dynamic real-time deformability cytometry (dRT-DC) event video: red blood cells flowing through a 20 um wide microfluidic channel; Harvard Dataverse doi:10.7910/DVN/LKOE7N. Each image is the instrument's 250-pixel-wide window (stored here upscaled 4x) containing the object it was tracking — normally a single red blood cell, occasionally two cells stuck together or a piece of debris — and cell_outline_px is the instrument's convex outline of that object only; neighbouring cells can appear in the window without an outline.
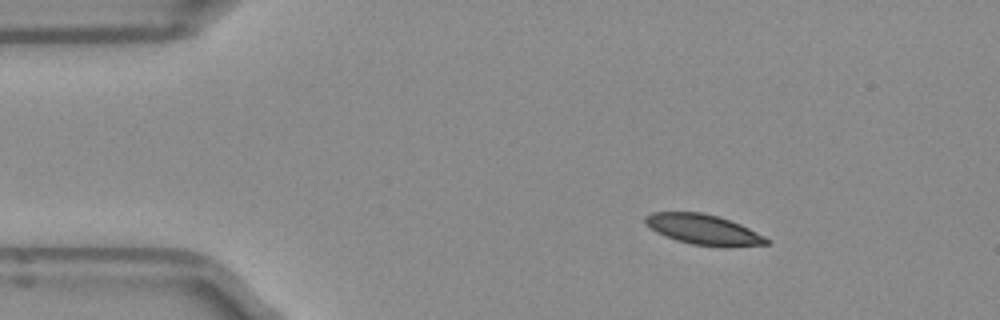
{"species": "Egyptian fruit bat (a non-hibernating species)", "species_latin": "Rousettus aegyptiacus", "temperature_condition": "room temperature", "stored_images_in_passage": 44, "camera_frame_rate_fps": 3000, "um_per_image_px": 0.085, "frame": {"image": 1, "passage_image": 1, "time_ms": 0.0, "image_size_px": [1000, 320], "cell_outline_px": [[768, 244], [724, 248], [720, 248], [692, 244], [676, 240], [656, 232], [644, 224], [644, 216], [652, 212], [700, 212], [716, 216], [740, 224], [764, 236], [768, 240]], "centroid_in_image_um": [59.76, 19.53], "position_along_channel_um": 25.2, "area_um2": 21.44}}
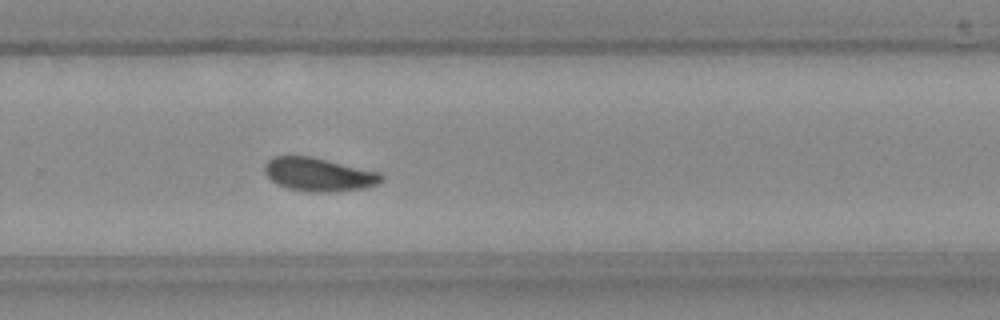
{"frame": {"image": 2, "passage_image": 27, "time_ms": 8.667, "image_size_px": [1000, 320], "cell_outline_px": [[384, 180], [380, 184], [364, 188], [336, 192], [304, 192], [284, 188], [276, 184], [264, 172], [264, 164], [272, 156], [308, 156], [380, 172], [384, 176]], "centroid_in_image_um": [27.09, 14.85], "position_along_channel_um": 302.7, "area_um2": 23.06}}
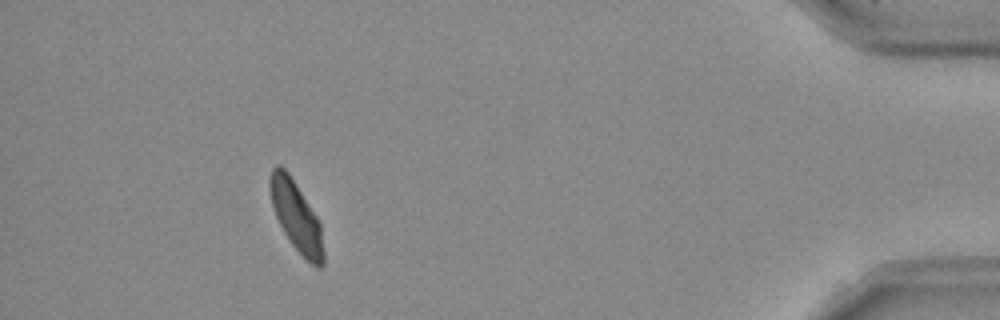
{"frame": {"image": 3, "passage_image": 40, "time_ms": 13.0, "image_size_px": [1000, 320], "cell_outline_px": [[324, 264], [320, 268], [316, 268], [292, 244], [284, 232], [276, 216], [272, 204], [268, 188], [268, 180], [272, 168], [276, 164], [280, 164], [288, 172], [316, 216], [320, 224], [324, 252]], "centroid_in_image_um": [25.16, 18.36], "position_along_channel_um": 410.0, "area_um2": 21.5}, "authors_computed_cell_mechanics": {"area_um2": 22.253, "velocity_mm_per_s": 3.9131, "shape_relaxation_time_tau1_ms": 3.5288, "shape_relaxation_time_tau2_ms": 2.8283, "deformation_change_tau1": 0.1042, "deformation_change_tau2": 0.0763}}